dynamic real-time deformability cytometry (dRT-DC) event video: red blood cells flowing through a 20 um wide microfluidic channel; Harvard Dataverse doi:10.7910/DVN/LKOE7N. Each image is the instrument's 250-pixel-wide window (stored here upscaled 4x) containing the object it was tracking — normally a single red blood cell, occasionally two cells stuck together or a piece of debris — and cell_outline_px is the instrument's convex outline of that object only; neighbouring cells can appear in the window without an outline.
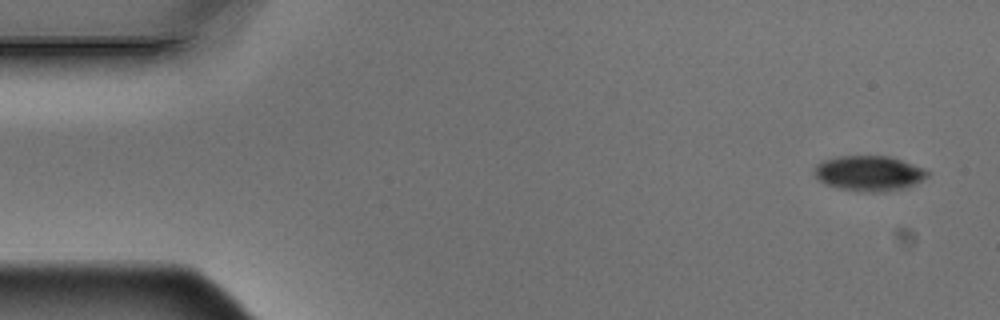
{"species": "Egyptian fruit bat (a non-hibernating species)", "species_latin": "Rousettus aegyptiacus", "temperature_condition": "warm", "stored_images_in_passage": 5, "camera_frame_rate_fps": 3000, "um_per_image_px": 0.085, "animal": {"sex": "male"}, "frame": {"image": 1, "passage_image": 1, "time_ms": 0.0, "image_size_px": [1000, 320], "cell_outline_px": [[932, 172], [928, 176], [908, 188], [888, 192], [864, 192], [840, 188], [824, 184], [816, 176], [812, 168], [816, 164], [824, 160], [836, 156], [892, 156], [924, 168]], "centroid_in_image_um": [73.9, 14.73], "position_along_channel_um": 11.1, "area_um2": 23.64}}
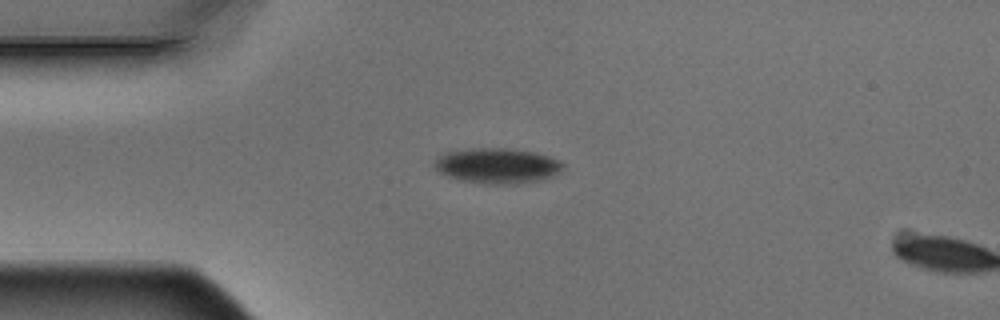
{"frame": {"image": 2, "passage_image": 4, "time_ms": 1.0, "image_size_px": [1000, 320], "cell_outline_px": [[564, 168], [556, 176], [540, 180], [516, 184], [496, 184], [464, 180], [448, 176], [440, 172], [432, 164], [432, 160], [436, 156], [444, 152], [472, 148], [508, 148], [532, 152], [548, 156], [560, 160], [564, 164]], "centroid_in_image_um": [42.27, 14.07], "position_along_channel_um": 42.7, "area_um2": 26.59}}